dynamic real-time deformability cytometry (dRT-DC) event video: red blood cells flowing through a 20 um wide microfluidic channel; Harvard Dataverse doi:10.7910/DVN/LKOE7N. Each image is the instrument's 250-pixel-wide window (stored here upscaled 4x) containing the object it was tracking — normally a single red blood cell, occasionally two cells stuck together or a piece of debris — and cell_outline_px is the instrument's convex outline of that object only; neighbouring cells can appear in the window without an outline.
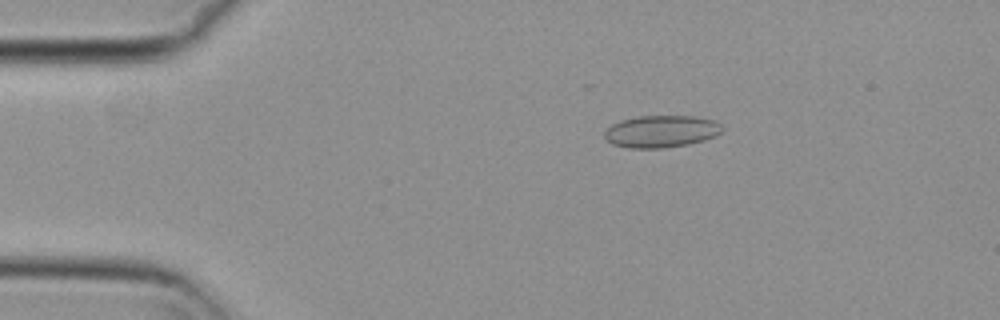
{"species": "common noctule bat (a hibernating species)", "species_latin": "Nyctalus noctula", "temperature_condition": "cold", "stored_images_in_passage": 53, "camera_frame_rate_fps": 3000, "um_per_image_px": 0.085, "animal": {"sex": "female", "body_mass_g": 29.2, "forearm_length_mm": 56.3}, "frame": {"image": 1, "passage_image": 8, "time_ms": 2.333, "image_size_px": [1000, 320], "cell_outline_px": [[724, 128], [716, 136], [704, 140], [688, 144], [664, 148], [628, 148], [612, 144], [604, 136], [604, 132], [612, 124], [620, 120], [640, 116], [696, 116], [716, 120]], "centroid_in_image_um": [56.22, 11.16], "position_along_channel_um": 28.8, "area_um2": 22.14}}
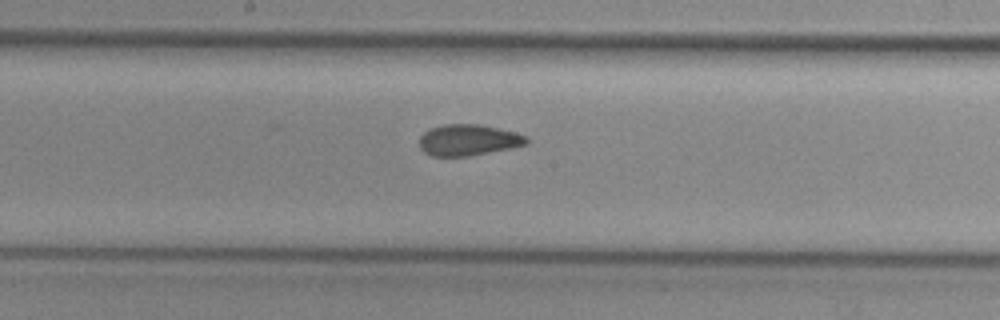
{"frame": {"image": 2, "passage_image": 27, "time_ms": 8.667, "image_size_px": [1000, 320], "cell_outline_px": [[528, 144], [512, 148], [468, 156], [432, 156], [424, 152], [420, 148], [420, 136], [428, 128], [444, 124], [480, 124], [516, 132], [528, 136]], "centroid_in_image_um": [39.82, 11.89], "position_along_channel_um": 208.4, "area_um2": 19.65}}
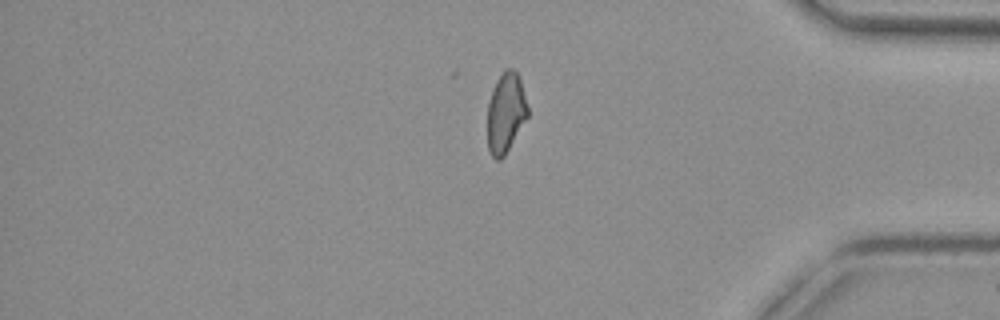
{"frame": {"image": 3, "passage_image": 44, "time_ms": 14.333, "image_size_px": [1000, 320], "cell_outline_px": [[528, 116], [504, 156], [500, 160], [496, 160], [492, 156], [488, 148], [488, 104], [492, 88], [496, 80], [504, 68], [512, 68], [520, 76], [528, 108]], "centroid_in_image_um": [42.99, 9.54], "position_along_channel_um": 392.2, "area_um2": 18.84}, "authors_computed_cell_mechanics": {"area_um2": 19.7676, "velocity_mm_per_s": 3.7141, "shape_relaxation_time_tau1_ms": 10.1659, "shape_relaxation_time_tau2_ms": 1.7654, "deformation_change_tau1": 0.1416, "deformation_change_tau2": 0.0781}}